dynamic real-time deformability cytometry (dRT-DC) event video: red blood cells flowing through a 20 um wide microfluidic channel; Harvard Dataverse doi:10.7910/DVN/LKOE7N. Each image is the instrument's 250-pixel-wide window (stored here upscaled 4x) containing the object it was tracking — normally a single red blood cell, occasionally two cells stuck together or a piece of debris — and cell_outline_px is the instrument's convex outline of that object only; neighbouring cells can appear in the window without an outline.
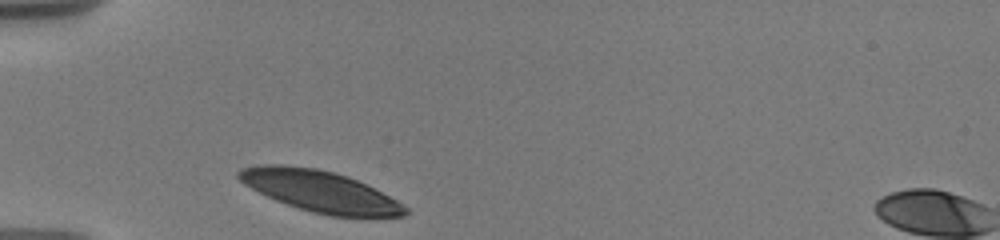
{"species": "human", "species_latin": "Homo sapiens", "temperature_condition": "warm", "stored_images_in_passage": 40, "camera_frame_rate_fps": 3000, "um_per_image_px": 0.085, "donor": {"sex": "male"}, "frame": {"image": 1, "passage_image": 1, "time_ms": 0.0, "image_size_px": [1000, 240], "cell_outline_px": [[408, 212], [404, 216], [328, 216], [312, 212], [276, 200], [244, 184], [236, 176], [236, 172], [240, 168], [260, 164], [284, 164], [316, 168], [336, 172], [348, 176], [396, 200], [408, 208]], "centroid_in_image_um": [27.15, 16.23], "position_along_channel_um": 57.8, "area_um2": 39.65}}
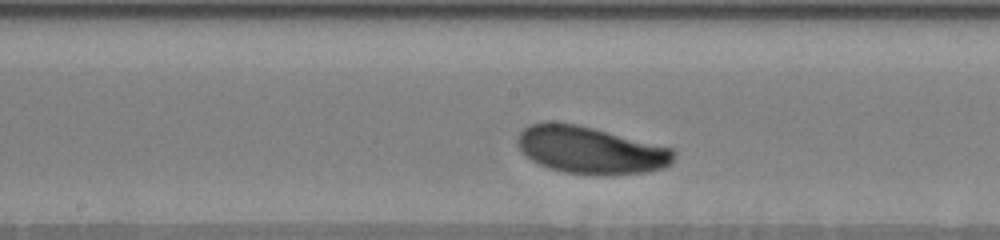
{"frame": {"image": 2, "passage_image": 19, "time_ms": 4.333, "image_size_px": [1000, 240], "cell_outline_px": [[676, 152], [672, 164], [664, 168], [644, 172], [604, 176], [592, 176], [564, 172], [548, 168], [524, 156], [520, 152], [516, 144], [516, 140], [520, 132], [528, 124], [544, 120], [552, 120], [576, 124], [672, 148]], "centroid_in_image_um": [50.13, 12.76], "position_along_channel_um": 198.1, "area_um2": 43.75}}
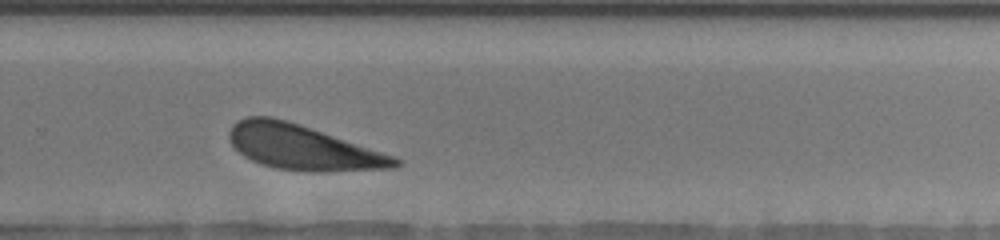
{"frame": {"image": 3, "passage_image": 31, "time_ms": 7.333, "image_size_px": [1000, 240], "cell_outline_px": [[400, 164], [396, 168], [324, 172], [304, 172], [276, 168], [260, 164], [244, 156], [228, 140], [228, 132], [232, 124], [236, 120], [244, 116], [272, 116], [288, 120], [300, 124], [392, 156], [400, 160]], "centroid_in_image_um": [25.65, 12.52], "position_along_channel_um": 304.1, "area_um2": 43.35}, "authors_computed_cell_mechanics": {"area_um2": 42.5986, "velocity_mm_per_s": 3.5425, "shape_relaxation_time_tau1_ms": 1.7508, "shape_relaxation_time_tau2_ms": null, "deformation_change_tau1": 0.1082, "deformation_change_tau2": null}}